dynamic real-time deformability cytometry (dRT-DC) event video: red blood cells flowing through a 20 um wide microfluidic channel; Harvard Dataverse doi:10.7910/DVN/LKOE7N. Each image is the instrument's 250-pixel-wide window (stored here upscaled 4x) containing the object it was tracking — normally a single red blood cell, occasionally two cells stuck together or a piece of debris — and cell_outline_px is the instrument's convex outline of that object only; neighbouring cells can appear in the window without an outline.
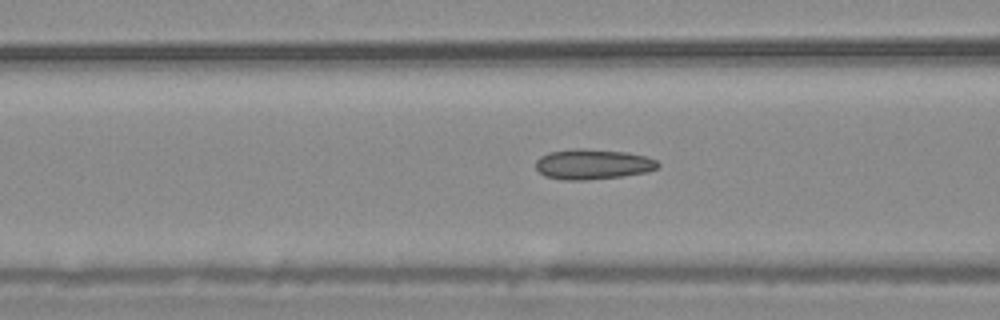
{"species": "common noctule bat (a hibernating species)", "species_latin": "Nyctalus noctula", "temperature_condition": "warm", "stored_images_in_passage": 49, "camera_frame_rate_fps": 3000, "um_per_image_px": 0.085, "animal": {"sex": "male", "body_mass_g": 20.4}, "frame": {"image": 1, "passage_image": 22, "time_ms": 7.0, "image_size_px": [1000, 320], "cell_outline_px": [[660, 164], [656, 168], [648, 172], [620, 176], [588, 180], [564, 180], [544, 176], [536, 168], [536, 160], [540, 156], [548, 152], [576, 148], [584, 148], [628, 152], [644, 156], [656, 160]], "centroid_in_image_um": [50.36, 13.95], "position_along_channel_um": 116.2, "area_um2": 21.62}}
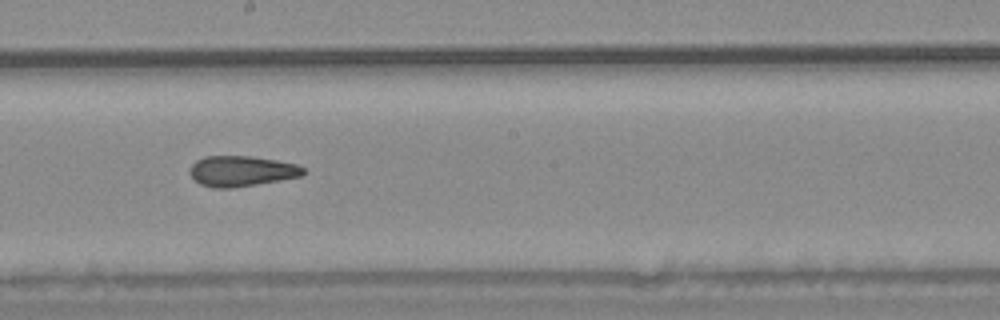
{"frame": {"image": 2, "passage_image": 31, "time_ms": 10.0, "image_size_px": [1000, 320], "cell_outline_px": [[304, 176], [232, 188], [212, 188], [200, 184], [188, 172], [188, 168], [196, 160], [204, 156], [252, 156], [276, 160], [296, 164], [304, 168]], "centroid_in_image_um": [20.51, 14.54], "position_along_channel_um": 227.7, "area_um2": 20.29}}
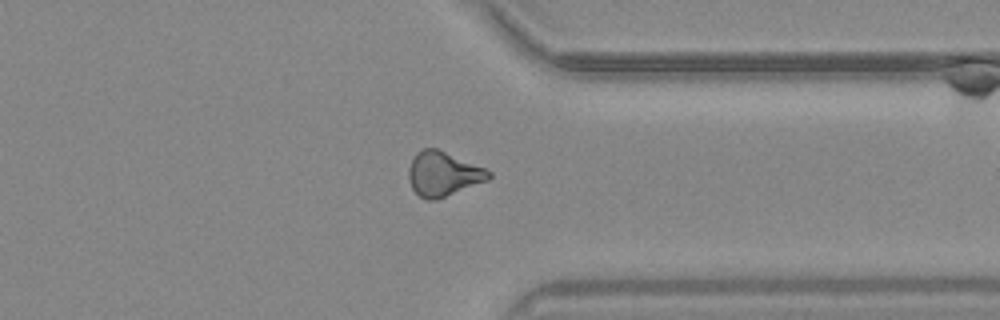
{"frame": {"image": 3, "passage_image": 43, "time_ms": 14.0, "image_size_px": [1000, 320], "cell_outline_px": [[492, 176], [488, 180], [436, 200], [428, 200], [420, 196], [412, 188], [408, 176], [408, 168], [416, 152], [424, 148], [436, 148], [484, 168], [492, 172]], "centroid_in_image_um": [37.66, 14.78], "position_along_channel_um": 373.7, "area_um2": 20.52}}